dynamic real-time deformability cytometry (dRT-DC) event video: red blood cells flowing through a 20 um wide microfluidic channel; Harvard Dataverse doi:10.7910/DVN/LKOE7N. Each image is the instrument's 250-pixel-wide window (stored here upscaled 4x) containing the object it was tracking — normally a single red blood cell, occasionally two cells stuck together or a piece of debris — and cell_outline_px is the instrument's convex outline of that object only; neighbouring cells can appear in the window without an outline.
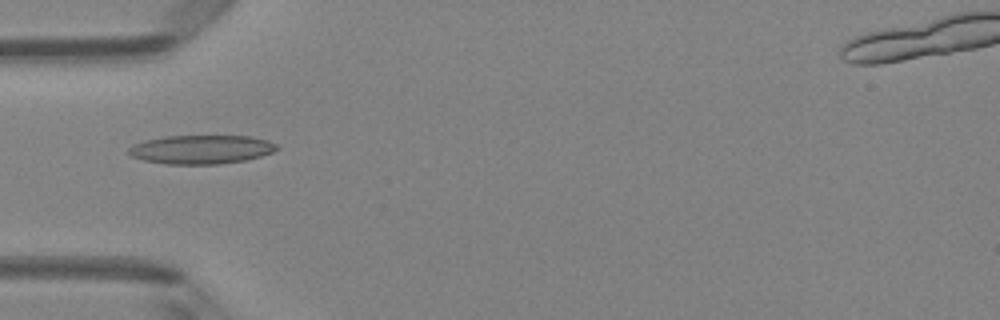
{"species": "Egyptian fruit bat (a non-hibernating species)", "species_latin": "Rousettus aegyptiacus", "temperature_condition": "room temperature", "stored_images_in_passage": 5, "camera_frame_rate_fps": 3000, "um_per_image_px": 0.085, "animal": {"sex": "female"}, "frame": {"image": 1, "passage_image": 5, "time_ms": 1.333, "image_size_px": [1000, 320], "cell_outline_px": [[280, 148], [272, 152], [260, 156], [244, 160], [220, 164], [164, 164], [144, 160], [132, 156], [128, 152], [128, 148], [132, 144], [144, 140], [164, 136], [252, 136], [268, 140], [276, 144]], "centroid_in_image_um": [17.09, 12.7], "position_along_channel_um": 67.9, "area_um2": 24.97}}